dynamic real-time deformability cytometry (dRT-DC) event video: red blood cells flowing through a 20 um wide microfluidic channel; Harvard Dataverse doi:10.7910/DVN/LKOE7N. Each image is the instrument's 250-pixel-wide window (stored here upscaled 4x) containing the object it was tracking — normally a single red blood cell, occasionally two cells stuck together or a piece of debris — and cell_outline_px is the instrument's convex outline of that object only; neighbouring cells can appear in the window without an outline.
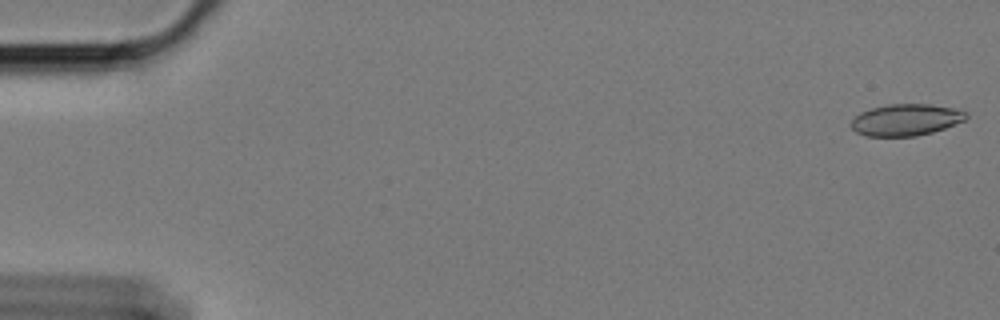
{"species": "Egyptian fruit bat (a non-hibernating species)", "species_latin": "Rousettus aegyptiacus", "temperature_condition": "cold", "stored_images_in_passage": 14, "camera_frame_rate_fps": 3000, "um_per_image_px": 0.085, "animal": {"sex": "female"}, "frame": {"image": 1, "passage_image": 1, "time_ms": 0.0, "image_size_px": [1000, 320], "cell_outline_px": [[968, 116], [964, 120], [944, 128], [932, 132], [916, 136], [864, 136], [856, 132], [848, 124], [860, 112], [872, 108], [888, 104], [932, 104], [956, 108], [968, 112]], "centroid_in_image_um": [76.99, 10.18], "position_along_channel_um": 8.0, "area_um2": 21.33}}